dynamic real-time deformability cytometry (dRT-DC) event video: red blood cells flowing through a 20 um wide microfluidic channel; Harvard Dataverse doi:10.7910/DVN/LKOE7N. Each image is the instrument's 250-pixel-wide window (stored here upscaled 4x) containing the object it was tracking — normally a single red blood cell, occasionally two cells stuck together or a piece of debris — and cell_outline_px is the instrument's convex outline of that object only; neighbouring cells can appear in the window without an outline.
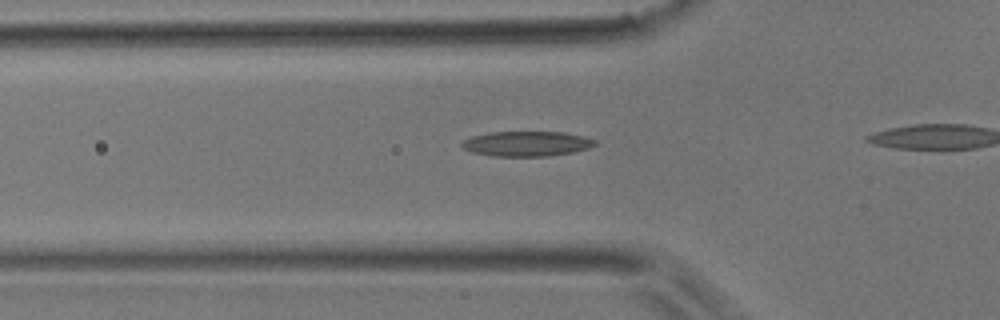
{"species": "common noctule bat (a hibernating species)", "species_latin": "Nyctalus noctula", "temperature_condition": "room temperature", "stored_images_in_passage": 32, "camera_frame_rate_fps": 3000, "um_per_image_px": 0.085, "animal": {"sex": "male", "body_mass_g": 17.9}, "frame": {"image": 1, "passage_image": 11, "time_ms": 3.333, "image_size_px": [1000, 320], "cell_outline_px": [[596, 144], [588, 148], [572, 152], [548, 156], [492, 156], [472, 152], [464, 148], [460, 144], [464, 140], [472, 136], [488, 132], [564, 132], [584, 136], [596, 140]], "centroid_in_image_um": [44.76, 12.21], "position_along_channel_um": 81.0, "area_um2": 19.36}}
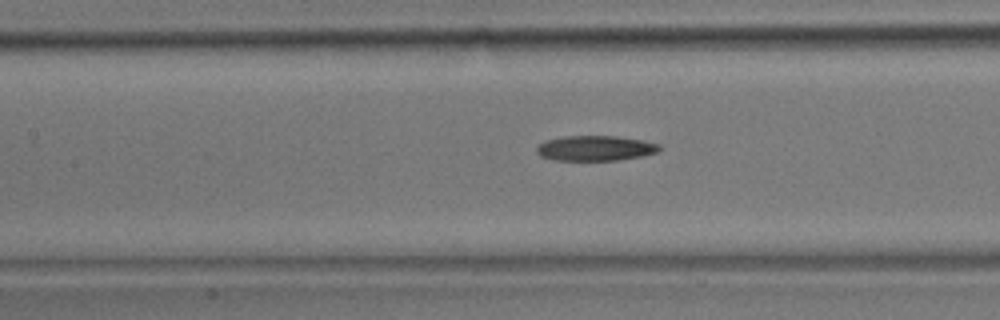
{"frame": {"image": 2, "passage_image": 16, "time_ms": 5.0, "image_size_px": [1000, 320], "cell_outline_px": [[660, 148], [656, 152], [640, 156], [616, 160], [552, 160], [540, 156], [536, 152], [536, 148], [540, 144], [548, 140], [564, 136], [616, 136], [640, 140], [660, 144]], "centroid_in_image_um": [50.56, 12.6], "position_along_channel_um": 156.8, "area_um2": 17.74}}
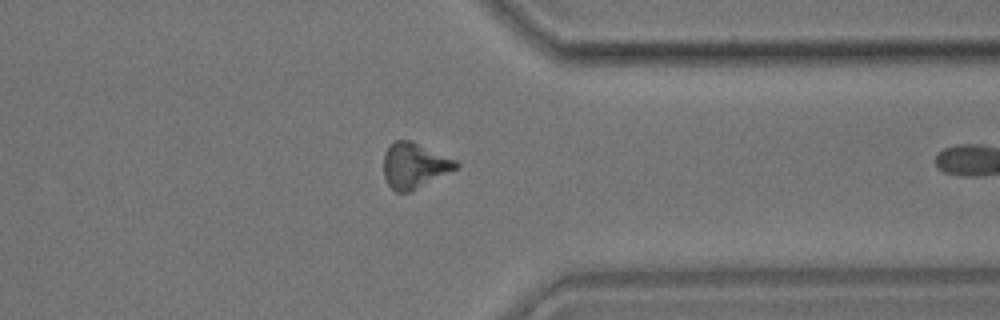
{"frame": {"image": 3, "passage_image": 31, "time_ms": 10.0, "image_size_px": [1000, 320], "cell_outline_px": [[460, 164], [456, 168], [408, 192], [396, 192], [388, 184], [384, 176], [384, 152], [396, 140], [412, 140], [456, 160]], "centroid_in_image_um": [35.19, 14.04], "position_along_channel_um": 376.2, "area_um2": 18.73}}